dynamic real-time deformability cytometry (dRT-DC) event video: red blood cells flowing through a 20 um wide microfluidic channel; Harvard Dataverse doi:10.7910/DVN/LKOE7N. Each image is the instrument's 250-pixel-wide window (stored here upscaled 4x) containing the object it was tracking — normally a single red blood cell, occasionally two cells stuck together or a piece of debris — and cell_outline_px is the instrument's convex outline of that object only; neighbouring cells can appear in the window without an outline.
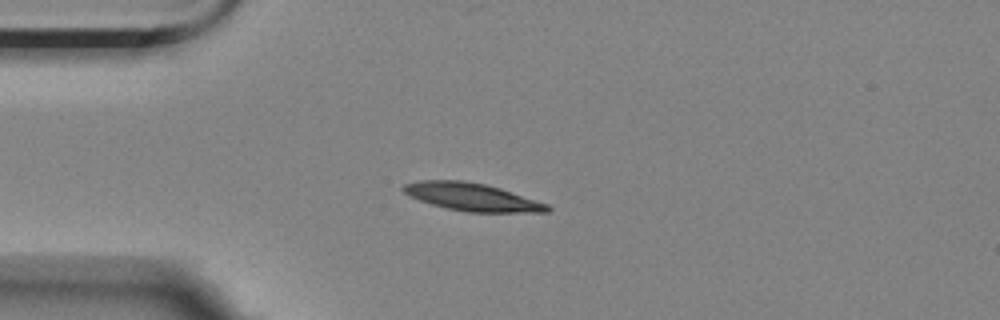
{"species": "Egyptian fruit bat (a non-hibernating species)", "species_latin": "Rousettus aegyptiacus", "temperature_condition": "room temperature", "stored_images_in_passage": 4, "camera_frame_rate_fps": 3000, "um_per_image_px": 0.085, "animal": {"sex": "female"}, "frame": {"image": 1, "passage_image": 2, "time_ms": 0.333, "image_size_px": [1000, 320], "cell_outline_px": [[552, 208], [548, 212], [468, 212], [448, 208], [432, 204], [420, 200], [404, 192], [400, 188], [404, 184], [420, 180], [464, 180], [484, 184], [500, 188], [548, 204]], "centroid_in_image_um": [40.13, 16.74], "position_along_channel_um": 44.9, "area_um2": 23.06}}
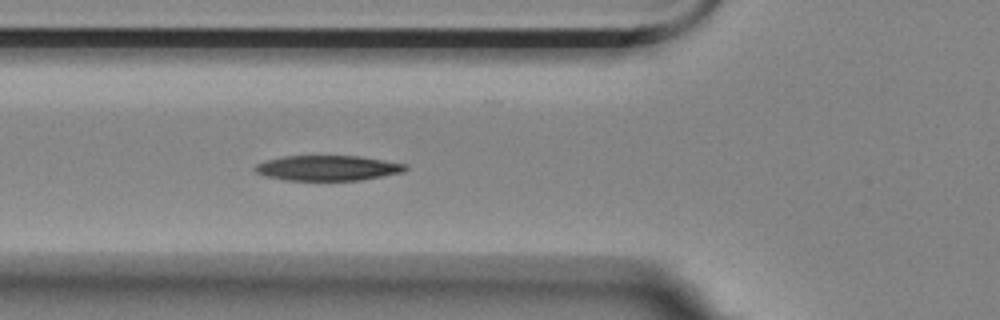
{"frame": {"image": 2, "passage_image": 4, "time_ms": 1.0, "image_size_px": [1000, 320], "cell_outline_px": [[408, 168], [404, 172], [360, 180], [284, 180], [264, 176], [256, 172], [252, 168], [256, 164], [268, 160], [284, 156], [360, 156], [408, 164]], "centroid_in_image_um": [27.86, 14.28], "position_along_channel_um": 97.9, "area_um2": 22.14}}